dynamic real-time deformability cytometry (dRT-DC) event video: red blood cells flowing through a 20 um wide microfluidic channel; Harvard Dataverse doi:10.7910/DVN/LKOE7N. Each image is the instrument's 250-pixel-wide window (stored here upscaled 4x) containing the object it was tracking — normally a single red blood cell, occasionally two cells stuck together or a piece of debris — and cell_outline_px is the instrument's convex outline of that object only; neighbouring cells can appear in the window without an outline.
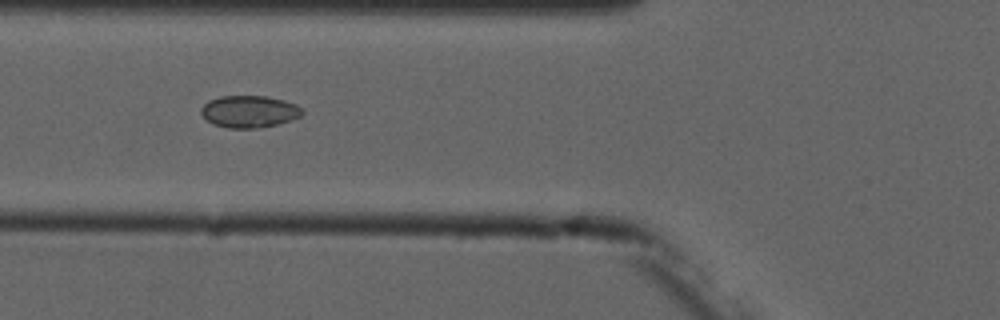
{"species": "common noctule bat (a hibernating species)", "species_latin": "Nyctalus noctula", "temperature_condition": "cold", "stored_images_in_passage": 7, "camera_frame_rate_fps": 3000, "um_per_image_px": 0.085, "animal": {"sex": "male", "forearm_length_mm": 52.5}, "frame": {"image": 1, "passage_image": 6, "time_ms": 5.667, "image_size_px": [1000, 320], "cell_outline_px": [[304, 112], [300, 116], [292, 120], [276, 124], [256, 128], [228, 128], [212, 124], [200, 112], [200, 108], [208, 100], [220, 96], [268, 96], [284, 100], [296, 104]], "centroid_in_image_um": [21.17, 9.47], "position_along_channel_um": 104.6, "area_um2": 18.9}}
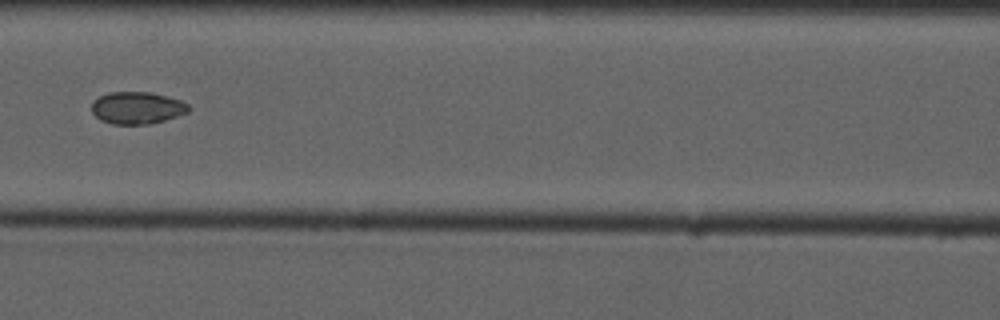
{"frame": {"image": 2, "passage_image": 7, "time_ms": 7.0, "image_size_px": [1000, 320], "cell_outline_px": [[192, 108], [188, 112], [164, 120], [148, 124], [112, 124], [100, 120], [92, 112], [92, 100], [108, 92], [148, 92], [180, 100], [188, 104]], "centroid_in_image_um": [11.63, 9.17], "position_along_channel_um": 155.0, "area_um2": 18.09}}